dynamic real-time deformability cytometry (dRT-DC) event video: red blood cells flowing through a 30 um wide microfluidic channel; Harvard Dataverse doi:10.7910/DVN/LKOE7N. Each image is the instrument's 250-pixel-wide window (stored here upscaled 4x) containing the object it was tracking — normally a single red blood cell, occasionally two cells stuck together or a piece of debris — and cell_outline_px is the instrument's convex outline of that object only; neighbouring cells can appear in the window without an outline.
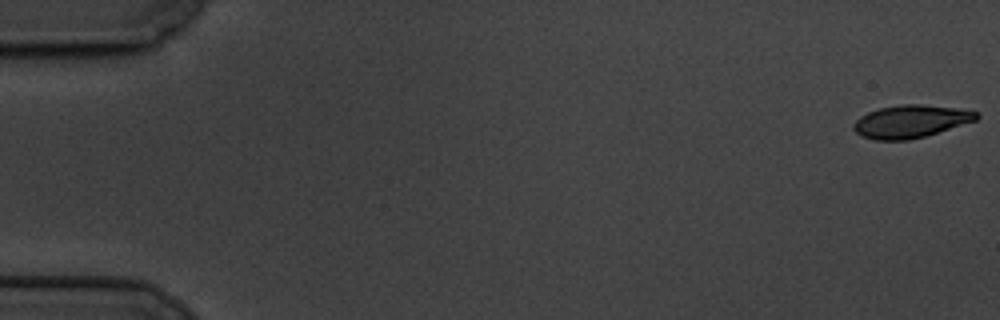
{"species": "common noctule bat (a hibernating species)", "species_latin": "Nyctalus noctula", "temperature_condition": "cold", "stored_images_in_passage": 60, "camera_frame_rate_fps": 3000, "um_per_image_px": 0.085, "animal": {"sex": "male", "body_mass_g": 19.5, "forearm_length_mm": 54.6}, "frame": {"image": 1, "passage_image": 1, "time_ms": 0.0, "image_size_px": [1000, 320], "cell_outline_px": [[980, 116], [976, 120], [924, 136], [908, 140], [872, 140], [860, 136], [852, 128], [852, 124], [860, 116], [868, 112], [880, 108], [900, 104], [920, 104], [952, 108], [976, 112]], "centroid_in_image_um": [77.32, 10.33], "position_along_channel_um": 7.7, "area_um2": 23.18}}
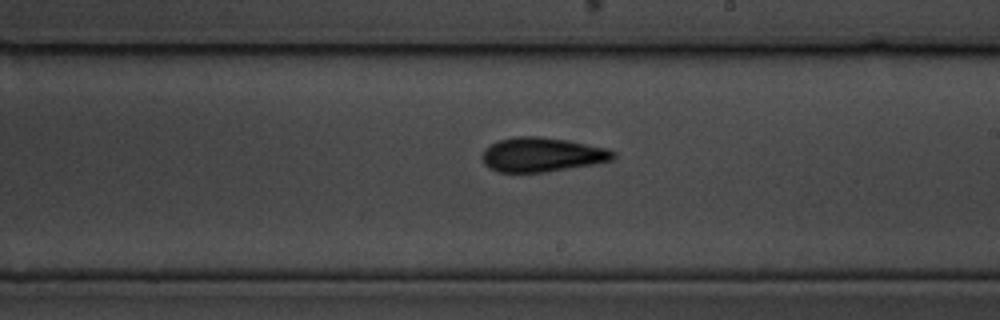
{"frame": {"image": 2, "passage_image": 35, "time_ms": 11.333, "image_size_px": [1000, 320], "cell_outline_px": [[616, 156], [612, 160], [592, 164], [548, 172], [496, 172], [488, 168], [484, 164], [480, 156], [484, 148], [500, 140], [516, 136], [540, 136], [564, 140], [608, 148], [616, 152]], "centroid_in_image_um": [46.03, 13.15], "position_along_channel_um": 243.0, "area_um2": 26.3}}
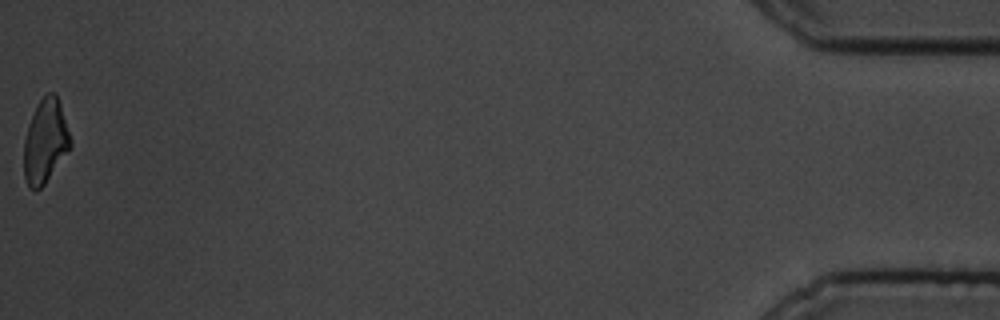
{"frame": {"image": 3, "passage_image": 60, "time_ms": 19.667, "image_size_px": [1000, 320], "cell_outline_px": [[72, 144], [68, 152], [44, 184], [36, 192], [28, 188], [24, 176], [24, 140], [32, 116], [40, 100], [48, 92], [56, 92], [72, 140]], "centroid_in_image_um": [3.86, 12.04], "position_along_channel_um": 431.3, "area_um2": 22.6}, "authors_computed_cell_mechanics": {"area_um2": 24.5939, "velocity_mm_per_s": 3.379, "shape_relaxation_time_tau1_ms": 3.7437, "shape_relaxation_time_tau2_ms": 3.5278, "deformation_change_tau1": 0.1391, "deformation_change_tau2": 0.1059}}